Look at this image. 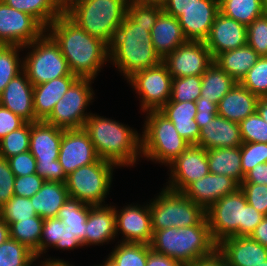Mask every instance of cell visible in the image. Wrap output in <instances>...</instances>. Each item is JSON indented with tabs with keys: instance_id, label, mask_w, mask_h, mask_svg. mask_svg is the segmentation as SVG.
Wrapping results in <instances>:
<instances>
[{
	"instance_id": "6da1fadb",
	"label": "cell",
	"mask_w": 267,
	"mask_h": 266,
	"mask_svg": "<svg viewBox=\"0 0 267 266\" xmlns=\"http://www.w3.org/2000/svg\"><path fill=\"white\" fill-rule=\"evenodd\" d=\"M46 33L59 46L71 73L78 78L95 80L109 61V45L85 32L65 14L58 16Z\"/></svg>"
},
{
	"instance_id": "7a4b0ae2",
	"label": "cell",
	"mask_w": 267,
	"mask_h": 266,
	"mask_svg": "<svg viewBox=\"0 0 267 266\" xmlns=\"http://www.w3.org/2000/svg\"><path fill=\"white\" fill-rule=\"evenodd\" d=\"M83 130L88 134L99 158L115 163L118 168L132 167L142 158L141 134L128 125L91 113Z\"/></svg>"
},
{
	"instance_id": "3957f363",
	"label": "cell",
	"mask_w": 267,
	"mask_h": 266,
	"mask_svg": "<svg viewBox=\"0 0 267 266\" xmlns=\"http://www.w3.org/2000/svg\"><path fill=\"white\" fill-rule=\"evenodd\" d=\"M152 28L137 25L127 15L117 28L109 46V61L126 80L134 73L162 62L153 47L150 34Z\"/></svg>"
},
{
	"instance_id": "277c9868",
	"label": "cell",
	"mask_w": 267,
	"mask_h": 266,
	"mask_svg": "<svg viewBox=\"0 0 267 266\" xmlns=\"http://www.w3.org/2000/svg\"><path fill=\"white\" fill-rule=\"evenodd\" d=\"M151 249L191 266L198 259L210 256L217 248L213 241L207 218L191 227H171L153 233Z\"/></svg>"
},
{
	"instance_id": "5b68a950",
	"label": "cell",
	"mask_w": 267,
	"mask_h": 266,
	"mask_svg": "<svg viewBox=\"0 0 267 266\" xmlns=\"http://www.w3.org/2000/svg\"><path fill=\"white\" fill-rule=\"evenodd\" d=\"M264 217L248 204L240 188L206 210L210 235L216 244L231 236H250Z\"/></svg>"
},
{
	"instance_id": "8992f818",
	"label": "cell",
	"mask_w": 267,
	"mask_h": 266,
	"mask_svg": "<svg viewBox=\"0 0 267 266\" xmlns=\"http://www.w3.org/2000/svg\"><path fill=\"white\" fill-rule=\"evenodd\" d=\"M128 0H81L64 13L88 34L109 46L127 15Z\"/></svg>"
},
{
	"instance_id": "52a82bcc",
	"label": "cell",
	"mask_w": 267,
	"mask_h": 266,
	"mask_svg": "<svg viewBox=\"0 0 267 266\" xmlns=\"http://www.w3.org/2000/svg\"><path fill=\"white\" fill-rule=\"evenodd\" d=\"M146 113L142 131V158L168 166L190 144L180 136L173 123L159 110Z\"/></svg>"
},
{
	"instance_id": "ba28073f",
	"label": "cell",
	"mask_w": 267,
	"mask_h": 266,
	"mask_svg": "<svg viewBox=\"0 0 267 266\" xmlns=\"http://www.w3.org/2000/svg\"><path fill=\"white\" fill-rule=\"evenodd\" d=\"M153 233L171 227L199 225L206 218V211L182 192L162 191L149 203Z\"/></svg>"
},
{
	"instance_id": "9c48e42d",
	"label": "cell",
	"mask_w": 267,
	"mask_h": 266,
	"mask_svg": "<svg viewBox=\"0 0 267 266\" xmlns=\"http://www.w3.org/2000/svg\"><path fill=\"white\" fill-rule=\"evenodd\" d=\"M117 167L115 163L100 158L92 164L79 167L67 175L65 185L69 197L92 206L105 205Z\"/></svg>"
},
{
	"instance_id": "30bf717a",
	"label": "cell",
	"mask_w": 267,
	"mask_h": 266,
	"mask_svg": "<svg viewBox=\"0 0 267 266\" xmlns=\"http://www.w3.org/2000/svg\"><path fill=\"white\" fill-rule=\"evenodd\" d=\"M22 48L30 49L22 59L23 71L33 86L63 76H75L71 73L59 46L46 32Z\"/></svg>"
},
{
	"instance_id": "8fae6325",
	"label": "cell",
	"mask_w": 267,
	"mask_h": 266,
	"mask_svg": "<svg viewBox=\"0 0 267 266\" xmlns=\"http://www.w3.org/2000/svg\"><path fill=\"white\" fill-rule=\"evenodd\" d=\"M63 129L45 121L31 122L29 151L36 159V173L44 181L66 183L67 175L58 157Z\"/></svg>"
},
{
	"instance_id": "7c38bea8",
	"label": "cell",
	"mask_w": 267,
	"mask_h": 266,
	"mask_svg": "<svg viewBox=\"0 0 267 266\" xmlns=\"http://www.w3.org/2000/svg\"><path fill=\"white\" fill-rule=\"evenodd\" d=\"M93 81L89 78H78L55 104L45 122L64 130L83 128L91 114L85 110L95 98L91 86Z\"/></svg>"
},
{
	"instance_id": "4fadbf2b",
	"label": "cell",
	"mask_w": 267,
	"mask_h": 266,
	"mask_svg": "<svg viewBox=\"0 0 267 266\" xmlns=\"http://www.w3.org/2000/svg\"><path fill=\"white\" fill-rule=\"evenodd\" d=\"M172 79L162 62L138 71L127 79L140 98L141 112L160 110L170 100Z\"/></svg>"
},
{
	"instance_id": "5bb4252c",
	"label": "cell",
	"mask_w": 267,
	"mask_h": 266,
	"mask_svg": "<svg viewBox=\"0 0 267 266\" xmlns=\"http://www.w3.org/2000/svg\"><path fill=\"white\" fill-rule=\"evenodd\" d=\"M45 32L46 29L34 17L0 0V44L24 47Z\"/></svg>"
},
{
	"instance_id": "9a60e30c",
	"label": "cell",
	"mask_w": 267,
	"mask_h": 266,
	"mask_svg": "<svg viewBox=\"0 0 267 266\" xmlns=\"http://www.w3.org/2000/svg\"><path fill=\"white\" fill-rule=\"evenodd\" d=\"M162 63L172 78L202 76L213 63L211 52L204 41L187 40L174 51L167 54Z\"/></svg>"
},
{
	"instance_id": "2e32d148",
	"label": "cell",
	"mask_w": 267,
	"mask_h": 266,
	"mask_svg": "<svg viewBox=\"0 0 267 266\" xmlns=\"http://www.w3.org/2000/svg\"><path fill=\"white\" fill-rule=\"evenodd\" d=\"M167 167L170 177L165 187L177 192L210 173L206 150L197 145H190Z\"/></svg>"
},
{
	"instance_id": "e0dca14e",
	"label": "cell",
	"mask_w": 267,
	"mask_h": 266,
	"mask_svg": "<svg viewBox=\"0 0 267 266\" xmlns=\"http://www.w3.org/2000/svg\"><path fill=\"white\" fill-rule=\"evenodd\" d=\"M148 203H144L145 206L130 204L123 206L124 208L119 209L120 211L114 206L116 235L123 234L120 242L150 245L153 238V230Z\"/></svg>"
},
{
	"instance_id": "ac0fdd59",
	"label": "cell",
	"mask_w": 267,
	"mask_h": 266,
	"mask_svg": "<svg viewBox=\"0 0 267 266\" xmlns=\"http://www.w3.org/2000/svg\"><path fill=\"white\" fill-rule=\"evenodd\" d=\"M99 159L88 134L81 129L64 130L60 142L58 160L65 174L69 175L81 166H86Z\"/></svg>"
},
{
	"instance_id": "d6986e66",
	"label": "cell",
	"mask_w": 267,
	"mask_h": 266,
	"mask_svg": "<svg viewBox=\"0 0 267 266\" xmlns=\"http://www.w3.org/2000/svg\"><path fill=\"white\" fill-rule=\"evenodd\" d=\"M204 43L214 59L218 54L246 45L247 26L219 12Z\"/></svg>"
},
{
	"instance_id": "ffe728a7",
	"label": "cell",
	"mask_w": 267,
	"mask_h": 266,
	"mask_svg": "<svg viewBox=\"0 0 267 266\" xmlns=\"http://www.w3.org/2000/svg\"><path fill=\"white\" fill-rule=\"evenodd\" d=\"M219 12V0H195L178 18L184 37L204 41Z\"/></svg>"
},
{
	"instance_id": "44dd1931",
	"label": "cell",
	"mask_w": 267,
	"mask_h": 266,
	"mask_svg": "<svg viewBox=\"0 0 267 266\" xmlns=\"http://www.w3.org/2000/svg\"><path fill=\"white\" fill-rule=\"evenodd\" d=\"M228 266H257L267 260V248L250 236H231L217 243Z\"/></svg>"
},
{
	"instance_id": "7402d4cb",
	"label": "cell",
	"mask_w": 267,
	"mask_h": 266,
	"mask_svg": "<svg viewBox=\"0 0 267 266\" xmlns=\"http://www.w3.org/2000/svg\"><path fill=\"white\" fill-rule=\"evenodd\" d=\"M238 188L239 184L231 177L209 173L191 183L182 193L206 211L214 202Z\"/></svg>"
},
{
	"instance_id": "603a6c76",
	"label": "cell",
	"mask_w": 267,
	"mask_h": 266,
	"mask_svg": "<svg viewBox=\"0 0 267 266\" xmlns=\"http://www.w3.org/2000/svg\"><path fill=\"white\" fill-rule=\"evenodd\" d=\"M33 84L22 71L13 78L0 94V105L26 122H37L33 107Z\"/></svg>"
},
{
	"instance_id": "cb8c5ba5",
	"label": "cell",
	"mask_w": 267,
	"mask_h": 266,
	"mask_svg": "<svg viewBox=\"0 0 267 266\" xmlns=\"http://www.w3.org/2000/svg\"><path fill=\"white\" fill-rule=\"evenodd\" d=\"M242 143L239 123L216 115L200 129L197 146L209 150L214 148L240 147Z\"/></svg>"
},
{
	"instance_id": "d4e9b609",
	"label": "cell",
	"mask_w": 267,
	"mask_h": 266,
	"mask_svg": "<svg viewBox=\"0 0 267 266\" xmlns=\"http://www.w3.org/2000/svg\"><path fill=\"white\" fill-rule=\"evenodd\" d=\"M85 247L107 244L117 238L114 205L91 206L85 227Z\"/></svg>"
},
{
	"instance_id": "484cf974",
	"label": "cell",
	"mask_w": 267,
	"mask_h": 266,
	"mask_svg": "<svg viewBox=\"0 0 267 266\" xmlns=\"http://www.w3.org/2000/svg\"><path fill=\"white\" fill-rule=\"evenodd\" d=\"M259 97L240 82L219 101L217 113L229 121L240 123L257 110Z\"/></svg>"
},
{
	"instance_id": "4316f807",
	"label": "cell",
	"mask_w": 267,
	"mask_h": 266,
	"mask_svg": "<svg viewBox=\"0 0 267 266\" xmlns=\"http://www.w3.org/2000/svg\"><path fill=\"white\" fill-rule=\"evenodd\" d=\"M77 79V76H63L34 86L33 107L38 121H45L50 116L55 104Z\"/></svg>"
},
{
	"instance_id": "83f0119b",
	"label": "cell",
	"mask_w": 267,
	"mask_h": 266,
	"mask_svg": "<svg viewBox=\"0 0 267 266\" xmlns=\"http://www.w3.org/2000/svg\"><path fill=\"white\" fill-rule=\"evenodd\" d=\"M174 125L177 132L190 145H197L200 128L195 119L197 107L195 102H167L160 110Z\"/></svg>"
},
{
	"instance_id": "f1b7e54d",
	"label": "cell",
	"mask_w": 267,
	"mask_h": 266,
	"mask_svg": "<svg viewBox=\"0 0 267 266\" xmlns=\"http://www.w3.org/2000/svg\"><path fill=\"white\" fill-rule=\"evenodd\" d=\"M150 34L154 50L161 59L187 41L179 20L164 11L158 16Z\"/></svg>"
},
{
	"instance_id": "f546056e",
	"label": "cell",
	"mask_w": 267,
	"mask_h": 266,
	"mask_svg": "<svg viewBox=\"0 0 267 266\" xmlns=\"http://www.w3.org/2000/svg\"><path fill=\"white\" fill-rule=\"evenodd\" d=\"M68 197L65 183L45 181L41 189L30 200L37 215L48 219L57 217Z\"/></svg>"
},
{
	"instance_id": "4dcf8cb0",
	"label": "cell",
	"mask_w": 267,
	"mask_h": 266,
	"mask_svg": "<svg viewBox=\"0 0 267 266\" xmlns=\"http://www.w3.org/2000/svg\"><path fill=\"white\" fill-rule=\"evenodd\" d=\"M206 153L210 173L229 176L239 185L244 181L240 147L214 148Z\"/></svg>"
},
{
	"instance_id": "1f68e13d",
	"label": "cell",
	"mask_w": 267,
	"mask_h": 266,
	"mask_svg": "<svg viewBox=\"0 0 267 266\" xmlns=\"http://www.w3.org/2000/svg\"><path fill=\"white\" fill-rule=\"evenodd\" d=\"M259 57L256 51L246 44L242 47L218 54L213 59V62L237 82H241Z\"/></svg>"
},
{
	"instance_id": "d6a6232c",
	"label": "cell",
	"mask_w": 267,
	"mask_h": 266,
	"mask_svg": "<svg viewBox=\"0 0 267 266\" xmlns=\"http://www.w3.org/2000/svg\"><path fill=\"white\" fill-rule=\"evenodd\" d=\"M200 97L218 105L219 101L236 85L237 81L223 71L215 62L202 74Z\"/></svg>"
},
{
	"instance_id": "836d02e7",
	"label": "cell",
	"mask_w": 267,
	"mask_h": 266,
	"mask_svg": "<svg viewBox=\"0 0 267 266\" xmlns=\"http://www.w3.org/2000/svg\"><path fill=\"white\" fill-rule=\"evenodd\" d=\"M92 205L82 203L78 199L68 197L59 210L57 218L67 225V229L85 246V227L88 213Z\"/></svg>"
},
{
	"instance_id": "e575fe53",
	"label": "cell",
	"mask_w": 267,
	"mask_h": 266,
	"mask_svg": "<svg viewBox=\"0 0 267 266\" xmlns=\"http://www.w3.org/2000/svg\"><path fill=\"white\" fill-rule=\"evenodd\" d=\"M102 266H146L149 245L117 242Z\"/></svg>"
},
{
	"instance_id": "d590c367",
	"label": "cell",
	"mask_w": 267,
	"mask_h": 266,
	"mask_svg": "<svg viewBox=\"0 0 267 266\" xmlns=\"http://www.w3.org/2000/svg\"><path fill=\"white\" fill-rule=\"evenodd\" d=\"M219 11L248 26L264 14L263 0H219Z\"/></svg>"
},
{
	"instance_id": "8d00e7d4",
	"label": "cell",
	"mask_w": 267,
	"mask_h": 266,
	"mask_svg": "<svg viewBox=\"0 0 267 266\" xmlns=\"http://www.w3.org/2000/svg\"><path fill=\"white\" fill-rule=\"evenodd\" d=\"M8 6L34 17L45 29L63 13L54 0H3Z\"/></svg>"
},
{
	"instance_id": "74e56055",
	"label": "cell",
	"mask_w": 267,
	"mask_h": 266,
	"mask_svg": "<svg viewBox=\"0 0 267 266\" xmlns=\"http://www.w3.org/2000/svg\"><path fill=\"white\" fill-rule=\"evenodd\" d=\"M44 219L36 215L32 218L13 222L10 228V238L26 245L35 252L40 245Z\"/></svg>"
},
{
	"instance_id": "f35d334b",
	"label": "cell",
	"mask_w": 267,
	"mask_h": 266,
	"mask_svg": "<svg viewBox=\"0 0 267 266\" xmlns=\"http://www.w3.org/2000/svg\"><path fill=\"white\" fill-rule=\"evenodd\" d=\"M23 48L18 45L0 44V94L7 84L23 71V59L19 52Z\"/></svg>"
},
{
	"instance_id": "ab89813d",
	"label": "cell",
	"mask_w": 267,
	"mask_h": 266,
	"mask_svg": "<svg viewBox=\"0 0 267 266\" xmlns=\"http://www.w3.org/2000/svg\"><path fill=\"white\" fill-rule=\"evenodd\" d=\"M31 122H25L21 127L7 134L0 140V157L10 158L29 151Z\"/></svg>"
},
{
	"instance_id": "60d3db41",
	"label": "cell",
	"mask_w": 267,
	"mask_h": 266,
	"mask_svg": "<svg viewBox=\"0 0 267 266\" xmlns=\"http://www.w3.org/2000/svg\"><path fill=\"white\" fill-rule=\"evenodd\" d=\"M34 258L32 250L14 239L0 245V266H27Z\"/></svg>"
},
{
	"instance_id": "b9f144b4",
	"label": "cell",
	"mask_w": 267,
	"mask_h": 266,
	"mask_svg": "<svg viewBox=\"0 0 267 266\" xmlns=\"http://www.w3.org/2000/svg\"><path fill=\"white\" fill-rule=\"evenodd\" d=\"M64 229L65 224L61 219H58L57 217L44 219L40 245L34 252L35 257L42 258L41 256L43 253H47L49 247L61 250V245H63Z\"/></svg>"
},
{
	"instance_id": "7bdbcfd3",
	"label": "cell",
	"mask_w": 267,
	"mask_h": 266,
	"mask_svg": "<svg viewBox=\"0 0 267 266\" xmlns=\"http://www.w3.org/2000/svg\"><path fill=\"white\" fill-rule=\"evenodd\" d=\"M201 76L175 77L172 79L171 97L168 102H195L201 95Z\"/></svg>"
},
{
	"instance_id": "ee69618b",
	"label": "cell",
	"mask_w": 267,
	"mask_h": 266,
	"mask_svg": "<svg viewBox=\"0 0 267 266\" xmlns=\"http://www.w3.org/2000/svg\"><path fill=\"white\" fill-rule=\"evenodd\" d=\"M30 198L14 195L0 208V216L10 226L13 222L36 216Z\"/></svg>"
},
{
	"instance_id": "f6af8a7d",
	"label": "cell",
	"mask_w": 267,
	"mask_h": 266,
	"mask_svg": "<svg viewBox=\"0 0 267 266\" xmlns=\"http://www.w3.org/2000/svg\"><path fill=\"white\" fill-rule=\"evenodd\" d=\"M240 83L258 97L267 96V56L259 57Z\"/></svg>"
},
{
	"instance_id": "bcb514c9",
	"label": "cell",
	"mask_w": 267,
	"mask_h": 266,
	"mask_svg": "<svg viewBox=\"0 0 267 266\" xmlns=\"http://www.w3.org/2000/svg\"><path fill=\"white\" fill-rule=\"evenodd\" d=\"M243 143H267V122L256 111L239 123Z\"/></svg>"
},
{
	"instance_id": "7dc6e473",
	"label": "cell",
	"mask_w": 267,
	"mask_h": 266,
	"mask_svg": "<svg viewBox=\"0 0 267 266\" xmlns=\"http://www.w3.org/2000/svg\"><path fill=\"white\" fill-rule=\"evenodd\" d=\"M247 44L260 57L267 56V14H263L247 26Z\"/></svg>"
},
{
	"instance_id": "c3c4849f",
	"label": "cell",
	"mask_w": 267,
	"mask_h": 266,
	"mask_svg": "<svg viewBox=\"0 0 267 266\" xmlns=\"http://www.w3.org/2000/svg\"><path fill=\"white\" fill-rule=\"evenodd\" d=\"M241 152V168L245 176L257 164L267 163V143H242Z\"/></svg>"
},
{
	"instance_id": "681fc988",
	"label": "cell",
	"mask_w": 267,
	"mask_h": 266,
	"mask_svg": "<svg viewBox=\"0 0 267 266\" xmlns=\"http://www.w3.org/2000/svg\"><path fill=\"white\" fill-rule=\"evenodd\" d=\"M163 12V6L137 4L128 2L127 16L137 25L153 27L158 16Z\"/></svg>"
},
{
	"instance_id": "f907efd6",
	"label": "cell",
	"mask_w": 267,
	"mask_h": 266,
	"mask_svg": "<svg viewBox=\"0 0 267 266\" xmlns=\"http://www.w3.org/2000/svg\"><path fill=\"white\" fill-rule=\"evenodd\" d=\"M239 188L243 191L248 204L267 216V185L241 183Z\"/></svg>"
},
{
	"instance_id": "816d5d0a",
	"label": "cell",
	"mask_w": 267,
	"mask_h": 266,
	"mask_svg": "<svg viewBox=\"0 0 267 266\" xmlns=\"http://www.w3.org/2000/svg\"><path fill=\"white\" fill-rule=\"evenodd\" d=\"M15 174L6 158L0 157V208L14 196Z\"/></svg>"
},
{
	"instance_id": "f5cc1de1",
	"label": "cell",
	"mask_w": 267,
	"mask_h": 266,
	"mask_svg": "<svg viewBox=\"0 0 267 266\" xmlns=\"http://www.w3.org/2000/svg\"><path fill=\"white\" fill-rule=\"evenodd\" d=\"M44 182V179L37 173L20 177L15 176L14 195L31 198L41 189Z\"/></svg>"
},
{
	"instance_id": "db71d44e",
	"label": "cell",
	"mask_w": 267,
	"mask_h": 266,
	"mask_svg": "<svg viewBox=\"0 0 267 266\" xmlns=\"http://www.w3.org/2000/svg\"><path fill=\"white\" fill-rule=\"evenodd\" d=\"M10 169L15 176H27L36 173V159L30 151L20 153L16 156L7 158Z\"/></svg>"
},
{
	"instance_id": "11a10c76",
	"label": "cell",
	"mask_w": 267,
	"mask_h": 266,
	"mask_svg": "<svg viewBox=\"0 0 267 266\" xmlns=\"http://www.w3.org/2000/svg\"><path fill=\"white\" fill-rule=\"evenodd\" d=\"M26 121L0 105V140L21 127Z\"/></svg>"
},
{
	"instance_id": "9f6ffc18",
	"label": "cell",
	"mask_w": 267,
	"mask_h": 266,
	"mask_svg": "<svg viewBox=\"0 0 267 266\" xmlns=\"http://www.w3.org/2000/svg\"><path fill=\"white\" fill-rule=\"evenodd\" d=\"M197 113L195 116V121L199 128L201 129L205 126V123L212 120L217 113V104L204 100V97H199L196 101Z\"/></svg>"
},
{
	"instance_id": "6f0895ef",
	"label": "cell",
	"mask_w": 267,
	"mask_h": 266,
	"mask_svg": "<svg viewBox=\"0 0 267 266\" xmlns=\"http://www.w3.org/2000/svg\"><path fill=\"white\" fill-rule=\"evenodd\" d=\"M242 183L267 185V163L257 164L245 175L244 181Z\"/></svg>"
},
{
	"instance_id": "680465c9",
	"label": "cell",
	"mask_w": 267,
	"mask_h": 266,
	"mask_svg": "<svg viewBox=\"0 0 267 266\" xmlns=\"http://www.w3.org/2000/svg\"><path fill=\"white\" fill-rule=\"evenodd\" d=\"M195 0H166L163 11L175 18H179L183 11L188 8Z\"/></svg>"
},
{
	"instance_id": "91938a15",
	"label": "cell",
	"mask_w": 267,
	"mask_h": 266,
	"mask_svg": "<svg viewBox=\"0 0 267 266\" xmlns=\"http://www.w3.org/2000/svg\"><path fill=\"white\" fill-rule=\"evenodd\" d=\"M146 266H183L179 261L163 254L154 252L149 245Z\"/></svg>"
},
{
	"instance_id": "94428289",
	"label": "cell",
	"mask_w": 267,
	"mask_h": 266,
	"mask_svg": "<svg viewBox=\"0 0 267 266\" xmlns=\"http://www.w3.org/2000/svg\"><path fill=\"white\" fill-rule=\"evenodd\" d=\"M191 266H228L225 258L216 249L210 256L198 259Z\"/></svg>"
},
{
	"instance_id": "6125c7cd",
	"label": "cell",
	"mask_w": 267,
	"mask_h": 266,
	"mask_svg": "<svg viewBox=\"0 0 267 266\" xmlns=\"http://www.w3.org/2000/svg\"><path fill=\"white\" fill-rule=\"evenodd\" d=\"M250 237L267 248V216L257 225Z\"/></svg>"
},
{
	"instance_id": "be15d7a7",
	"label": "cell",
	"mask_w": 267,
	"mask_h": 266,
	"mask_svg": "<svg viewBox=\"0 0 267 266\" xmlns=\"http://www.w3.org/2000/svg\"><path fill=\"white\" fill-rule=\"evenodd\" d=\"M78 247H83L82 243L67 229L65 225L64 235H63V245H61V250H74Z\"/></svg>"
},
{
	"instance_id": "e7e4bbea",
	"label": "cell",
	"mask_w": 267,
	"mask_h": 266,
	"mask_svg": "<svg viewBox=\"0 0 267 266\" xmlns=\"http://www.w3.org/2000/svg\"><path fill=\"white\" fill-rule=\"evenodd\" d=\"M256 111L267 122V96L259 97Z\"/></svg>"
},
{
	"instance_id": "03108f58",
	"label": "cell",
	"mask_w": 267,
	"mask_h": 266,
	"mask_svg": "<svg viewBox=\"0 0 267 266\" xmlns=\"http://www.w3.org/2000/svg\"><path fill=\"white\" fill-rule=\"evenodd\" d=\"M81 0H54L58 9L64 14L66 13L73 5L77 4Z\"/></svg>"
},
{
	"instance_id": "003e7915",
	"label": "cell",
	"mask_w": 267,
	"mask_h": 266,
	"mask_svg": "<svg viewBox=\"0 0 267 266\" xmlns=\"http://www.w3.org/2000/svg\"><path fill=\"white\" fill-rule=\"evenodd\" d=\"M10 238L9 225L0 216V245Z\"/></svg>"
},
{
	"instance_id": "a7ac6f4b",
	"label": "cell",
	"mask_w": 267,
	"mask_h": 266,
	"mask_svg": "<svg viewBox=\"0 0 267 266\" xmlns=\"http://www.w3.org/2000/svg\"><path fill=\"white\" fill-rule=\"evenodd\" d=\"M44 266H75V265H70L68 261H64V259H55V258H44Z\"/></svg>"
},
{
	"instance_id": "89a4df30",
	"label": "cell",
	"mask_w": 267,
	"mask_h": 266,
	"mask_svg": "<svg viewBox=\"0 0 267 266\" xmlns=\"http://www.w3.org/2000/svg\"><path fill=\"white\" fill-rule=\"evenodd\" d=\"M128 2H133V3H137V4L163 6L165 4L166 0H128Z\"/></svg>"
},
{
	"instance_id": "2644e50d",
	"label": "cell",
	"mask_w": 267,
	"mask_h": 266,
	"mask_svg": "<svg viewBox=\"0 0 267 266\" xmlns=\"http://www.w3.org/2000/svg\"><path fill=\"white\" fill-rule=\"evenodd\" d=\"M40 258H34L27 266H32L33 265V262H35L36 260H38ZM34 266V265H33ZM38 266V265H37ZM39 266H44V261H41L40 265Z\"/></svg>"
},
{
	"instance_id": "8c879c8a",
	"label": "cell",
	"mask_w": 267,
	"mask_h": 266,
	"mask_svg": "<svg viewBox=\"0 0 267 266\" xmlns=\"http://www.w3.org/2000/svg\"><path fill=\"white\" fill-rule=\"evenodd\" d=\"M264 13L267 14V0H263Z\"/></svg>"
},
{
	"instance_id": "753ad0ef",
	"label": "cell",
	"mask_w": 267,
	"mask_h": 266,
	"mask_svg": "<svg viewBox=\"0 0 267 266\" xmlns=\"http://www.w3.org/2000/svg\"><path fill=\"white\" fill-rule=\"evenodd\" d=\"M257 266H267V260H265L264 262H262L261 264H259Z\"/></svg>"
}]
</instances>
